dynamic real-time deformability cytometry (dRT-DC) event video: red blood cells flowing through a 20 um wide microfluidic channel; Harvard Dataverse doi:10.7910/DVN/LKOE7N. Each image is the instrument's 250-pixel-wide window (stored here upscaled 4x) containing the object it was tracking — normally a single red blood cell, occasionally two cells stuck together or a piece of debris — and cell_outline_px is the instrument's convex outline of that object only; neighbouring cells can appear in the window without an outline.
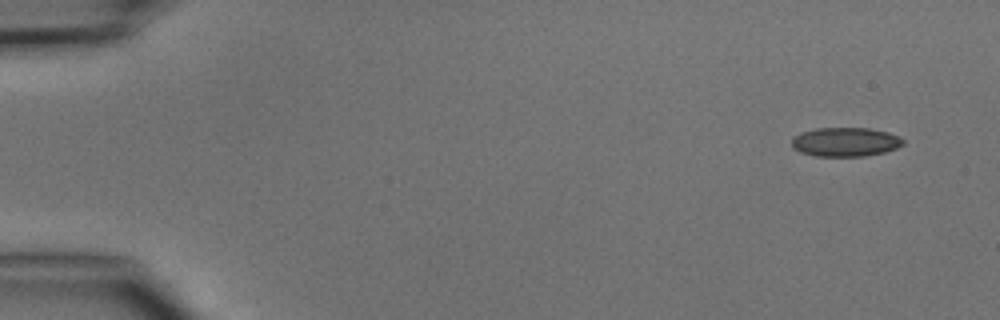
{"species": "common noctule bat (a hibernating species)", "species_latin": "Nyctalus noctula", "temperature_condition": "cold", "stored_images_in_passage": 4, "camera_frame_rate_fps": 3000, "um_per_image_px": 0.085, "animal": {"sex": "male", "body_mass_g": 15.6}, "frame": {"image": 1, "passage_image": 1, "time_ms": 0.0, "image_size_px": [1000, 320], "cell_outline_px": [[904, 144], [896, 148], [884, 152], [864, 156], [816, 156], [800, 152], [792, 148], [792, 136], [800, 132], [816, 128], [868, 128], [888, 132], [900, 136], [904, 140]], "centroid_in_image_um": [71.84, 12.06], "position_along_channel_um": 13.2, "area_um2": 19.02}}
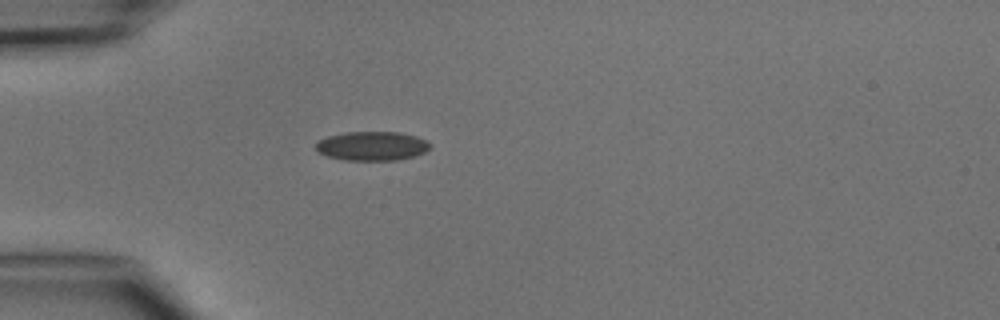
{"frame": {"image": 2, "passage_image": 4, "time_ms": 3.667, "image_size_px": [1000, 320], "cell_outline_px": [[432, 144], [424, 152], [412, 156], [396, 160], [344, 160], [328, 156], [320, 152], [316, 148], [316, 144], [320, 140], [328, 136], [344, 132], [400, 132], [416, 136], [428, 140]], "centroid_in_image_um": [31.65, 12.4], "position_along_channel_um": 53.4, "area_um2": 19.25}}